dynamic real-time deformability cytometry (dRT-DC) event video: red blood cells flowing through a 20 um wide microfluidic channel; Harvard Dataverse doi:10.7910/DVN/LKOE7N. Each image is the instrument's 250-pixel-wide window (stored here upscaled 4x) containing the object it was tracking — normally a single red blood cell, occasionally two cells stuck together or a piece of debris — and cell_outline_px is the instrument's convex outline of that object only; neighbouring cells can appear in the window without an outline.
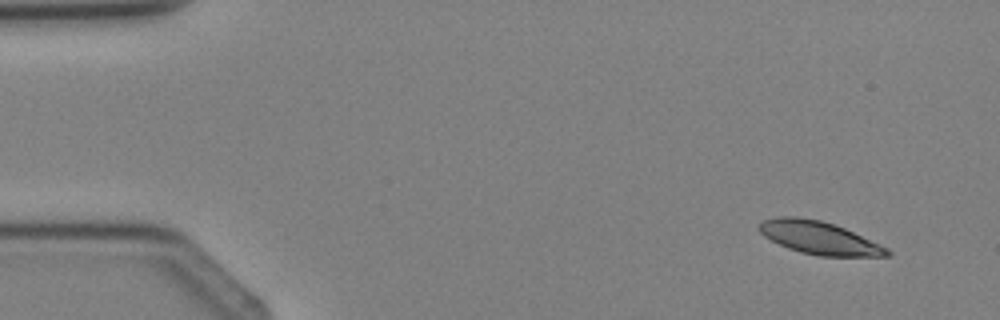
{"species": "Egyptian fruit bat (a non-hibernating species)", "species_latin": "Rousettus aegyptiacus", "temperature_condition": "cold", "stored_images_in_passage": 3, "camera_frame_rate_fps": 3000, "um_per_image_px": 0.085, "animal": {"sex": "female"}, "frame": {"image": 1, "passage_image": 1, "time_ms": 0.0, "image_size_px": [1000, 320], "cell_outline_px": [[892, 256], [816, 256], [800, 252], [788, 248], [764, 236], [756, 228], [764, 220], [776, 216], [796, 216], [820, 220], [844, 228], [880, 244], [888, 248], [892, 252]], "centroid_in_image_um": [69.63, 20.22], "position_along_channel_um": 15.4, "area_um2": 24.45}}
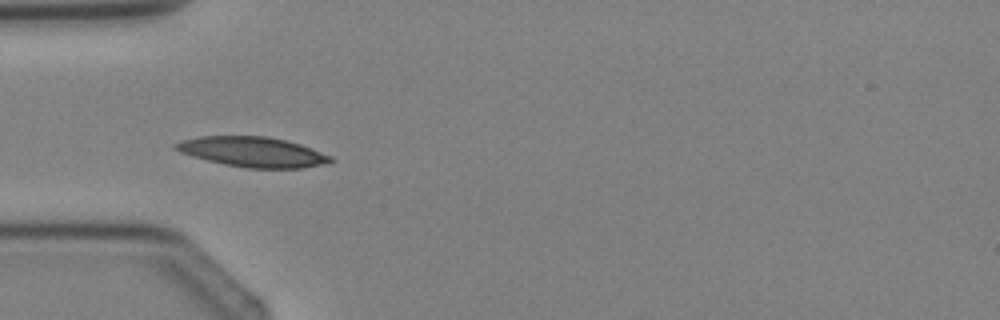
{"frame": {"image": 2, "passage_image": 3, "time_ms": 3.0, "image_size_px": [1000, 320], "cell_outline_px": [[336, 160], [332, 164], [300, 168], [244, 168], [224, 164], [192, 156], [180, 152], [172, 148], [172, 144], [180, 140], [200, 136], [268, 136], [300, 144], [332, 156]], "centroid_in_image_um": [21.5, 12.92], "position_along_channel_um": 63.5, "area_um2": 27.46}}